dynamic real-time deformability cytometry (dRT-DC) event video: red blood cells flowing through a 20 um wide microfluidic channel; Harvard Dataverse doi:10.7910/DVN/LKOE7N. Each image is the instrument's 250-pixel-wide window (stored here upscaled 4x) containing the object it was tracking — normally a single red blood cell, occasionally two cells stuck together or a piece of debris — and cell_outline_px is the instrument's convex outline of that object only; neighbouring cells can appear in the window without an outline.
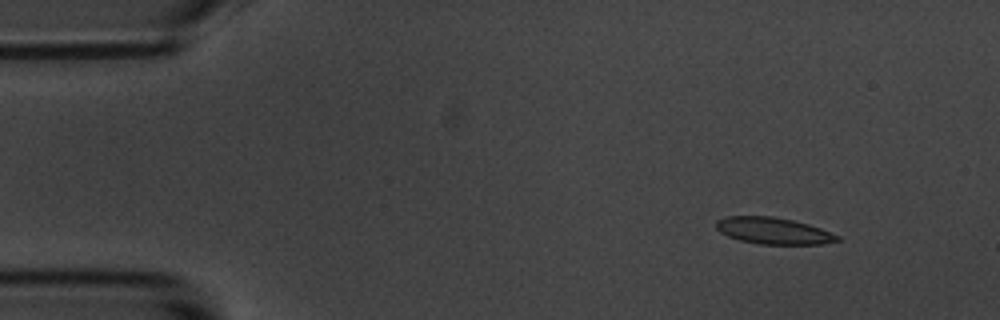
{"species": "common noctule bat (a hibernating species)", "species_latin": "Nyctalus noctula", "temperature_condition": "room temperature", "stored_images_in_passage": 3, "camera_frame_rate_fps": 3000, "um_per_image_px": 0.085, "animal": {"sex": "male", "body_mass_g": 20.1, "forearm_length_mm": 53.5}, "frame": {"image": 1, "passage_image": 1, "time_ms": 0.0, "image_size_px": [1000, 320], "cell_outline_px": [[840, 240], [824, 244], [760, 244], [740, 240], [728, 236], [720, 232], [716, 228], [716, 220], [724, 216], [772, 216], [792, 220], [808, 224], [820, 228], [840, 236]], "centroid_in_image_um": [65.72, 19.61], "position_along_channel_um": 19.3, "area_um2": 18.79}}
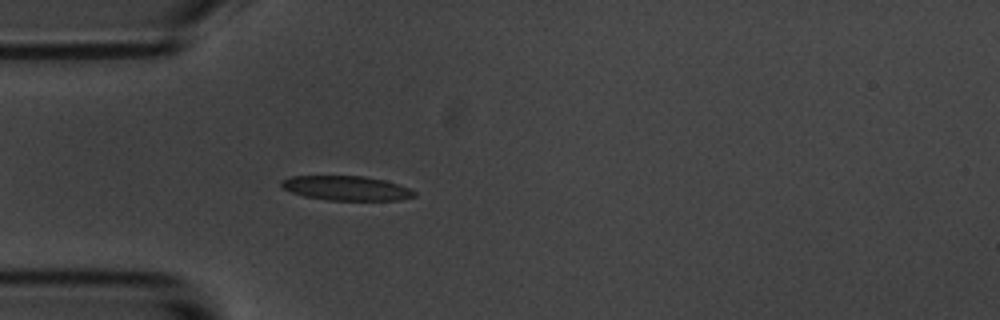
{"frame": {"image": 2, "passage_image": 3, "time_ms": 3.333, "image_size_px": [1000, 320], "cell_outline_px": [[416, 196], [400, 200], [328, 200], [304, 196], [292, 192], [284, 188], [280, 184], [280, 180], [292, 176], [364, 176], [384, 180], [408, 188], [416, 192]], "centroid_in_image_um": [29.43, 15.99], "position_along_channel_um": 55.6, "area_um2": 18.84}}